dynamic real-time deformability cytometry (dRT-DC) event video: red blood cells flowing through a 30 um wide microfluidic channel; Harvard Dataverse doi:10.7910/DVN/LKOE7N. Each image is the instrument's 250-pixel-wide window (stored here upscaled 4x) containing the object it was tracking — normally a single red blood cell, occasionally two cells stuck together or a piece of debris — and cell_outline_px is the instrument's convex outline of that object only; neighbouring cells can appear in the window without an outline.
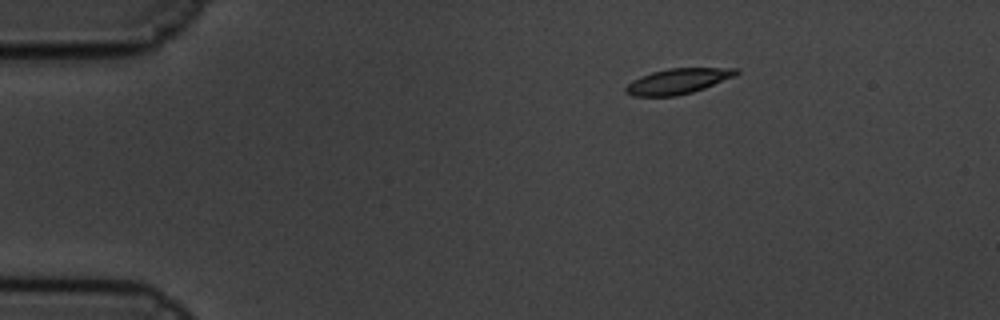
{"species": "common noctule bat (a hibernating species)", "species_latin": "Nyctalus noctula", "temperature_condition": "cold", "stored_images_in_passage": 52, "camera_frame_rate_fps": 3000, "um_per_image_px": 0.085, "animal": {"sex": "male", "body_mass_g": 19.5, "forearm_length_mm": 54.6}, "frame": {"image": 1, "passage_image": 1, "time_ms": 0.0, "image_size_px": [1000, 320], "cell_outline_px": [[740, 72], [732, 76], [704, 88], [692, 92], [676, 96], [632, 96], [624, 92], [624, 88], [632, 80], [640, 76], [652, 72], [668, 68], [736, 68]], "centroid_in_image_um": [57.54, 6.9], "position_along_channel_um": 27.5, "area_um2": 16.18}}
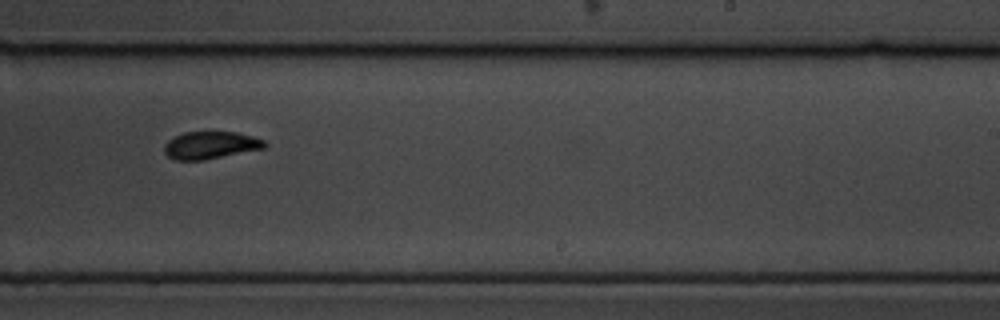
{"frame": {"image": 2, "passage_image": 29, "time_ms": 9.333, "image_size_px": [1000, 320], "cell_outline_px": [[268, 144], [264, 148], [204, 160], [176, 160], [168, 156], [164, 152], [164, 144], [168, 140], [184, 132], [208, 128], [236, 132], [252, 136], [264, 140]], "centroid_in_image_um": [17.88, 12.28], "position_along_channel_um": 271.1, "area_um2": 16.7}}
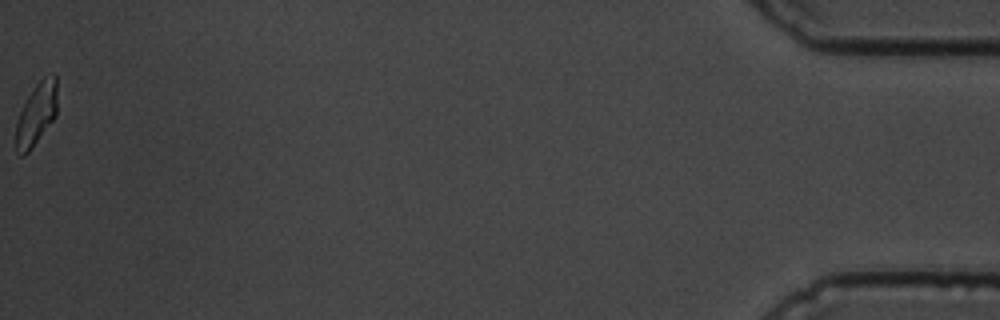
{"frame": {"image": 3, "passage_image": 52, "time_ms": 17.0, "image_size_px": [1000, 320], "cell_outline_px": [[56, 116], [28, 152], [24, 156], [20, 156], [16, 152], [16, 120], [28, 96], [36, 84], [44, 76], [52, 72], [56, 76]], "centroid_in_image_um": [3.09, 9.69], "position_along_channel_um": 432.1, "area_um2": 14.91}, "authors_computed_cell_mechanics": {"area_um2": 16.6175, "velocity_mm_per_s": 3.3276, "shape_relaxation_time_tau1_ms": 2.5037, "shape_relaxation_time_tau2_ms": 2.4988, "deformation_change_tau1": 0.1026, "deformation_change_tau2": 0.0686}}